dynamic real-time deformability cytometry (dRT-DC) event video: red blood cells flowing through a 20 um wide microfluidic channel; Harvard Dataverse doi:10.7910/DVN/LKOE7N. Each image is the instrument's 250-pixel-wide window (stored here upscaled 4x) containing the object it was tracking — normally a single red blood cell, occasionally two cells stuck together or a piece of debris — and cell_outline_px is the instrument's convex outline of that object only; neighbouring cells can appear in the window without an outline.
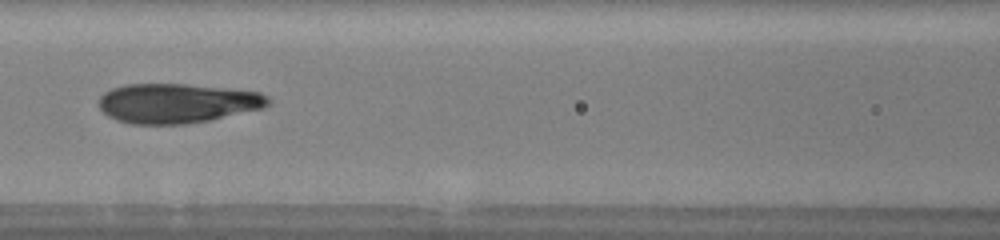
{"species": "human", "species_latin": "Homo sapiens", "temperature_condition": "warm", "stored_images_in_passage": 56, "camera_frame_rate_fps": 3000, "um_per_image_px": 0.085, "donor": {"sex": "male"}, "frame": {"image": 1, "passage_image": 19, "time_ms": 3.0, "image_size_px": [1000, 240], "cell_outline_px": [[272, 104], [264, 108], [208, 120], [184, 124], [132, 124], [116, 120], [108, 116], [100, 108], [100, 96], [104, 92], [112, 88], [124, 84], [188, 84], [260, 92], [268, 96], [272, 100]], "centroid_in_image_um": [15.08, 8.77], "position_along_channel_um": 151.5, "area_um2": 39.13}}
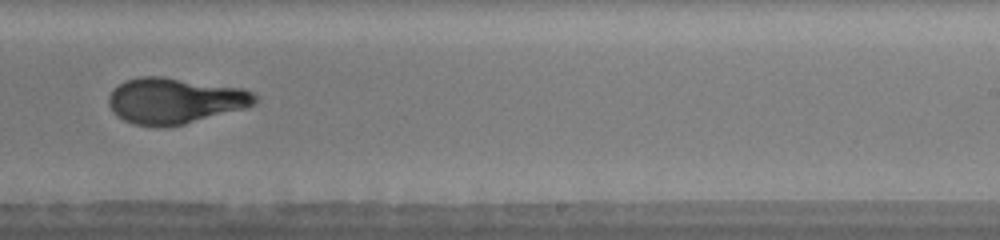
{"frame": {"image": 2, "passage_image": 37, "time_ms": 6.0, "image_size_px": [1000, 240], "cell_outline_px": [[256, 104], [244, 108], [184, 124], [164, 128], [132, 124], [116, 116], [112, 112], [108, 104], [108, 96], [112, 88], [124, 80], [136, 76], [164, 76], [244, 88], [252, 92], [256, 96]], "centroid_in_image_um": [14.8, 8.55], "position_along_channel_um": 274.2, "area_um2": 39.71}, "authors_computed_cell_mechanics": {"area_um2": 39.1595, "velocity_mm_per_s": 4.0972, "shape_relaxation_time_tau1_ms": 7.6682, "shape_relaxation_time_tau2_ms": 0.9631, "deformation_change_tau1": 0.2923, "deformation_change_tau2": 0.0561}}